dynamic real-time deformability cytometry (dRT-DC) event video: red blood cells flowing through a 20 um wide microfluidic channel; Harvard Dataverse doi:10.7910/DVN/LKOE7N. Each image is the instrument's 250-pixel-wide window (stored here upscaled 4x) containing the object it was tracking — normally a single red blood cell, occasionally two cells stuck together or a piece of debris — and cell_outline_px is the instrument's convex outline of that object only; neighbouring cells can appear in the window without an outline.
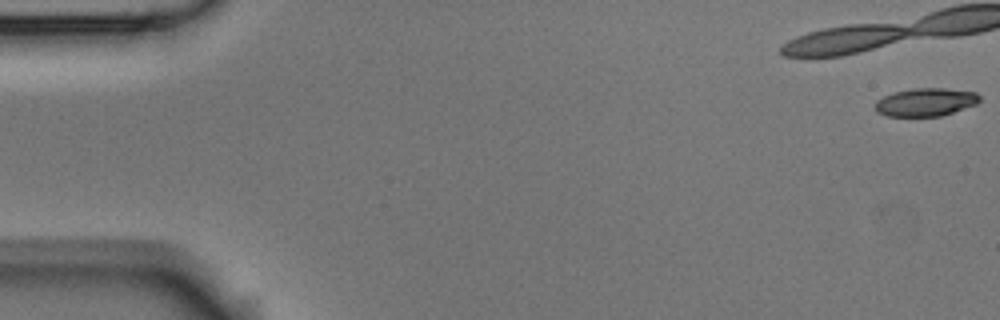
{"species": "Egyptian fruit bat (a non-hibernating species)", "species_latin": "Rousettus aegyptiacus", "temperature_condition": "room temperature", "stored_images_in_passage": 11, "segment_of_instrument_passage": [1, 2], "camera_frame_rate_fps": 3000, "um_per_image_px": 0.085, "animal": {"sex": "male"}, "frame": {"image": 1, "passage_image": 1, "time_ms": 0.0, "image_size_px": [1000, 320], "cell_outline_px": [[980, 100], [976, 104], [940, 116], [888, 116], [876, 112], [876, 100], [892, 92], [912, 88], [944, 88], [976, 92], [980, 96]], "centroid_in_image_um": [78.66, 8.67], "position_along_channel_um": 6.3, "area_um2": 17.05}}
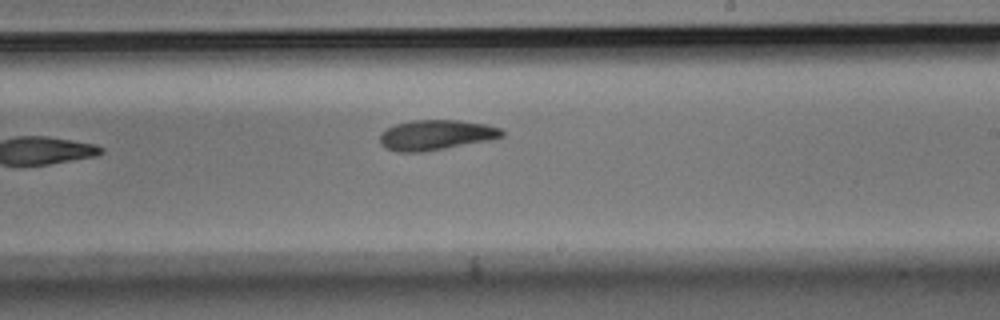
{"frame": {"image": 2, "passage_image": 10, "time_ms": 11.667, "image_size_px": [1000, 320], "cell_outline_px": [[504, 136], [492, 140], [420, 152], [396, 152], [380, 144], [380, 136], [388, 128], [396, 124], [412, 120], [456, 120], [484, 124], [500, 128], [504, 132]], "centroid_in_image_um": [37.08, 11.47], "position_along_channel_um": 251.9, "area_um2": 21.21}}